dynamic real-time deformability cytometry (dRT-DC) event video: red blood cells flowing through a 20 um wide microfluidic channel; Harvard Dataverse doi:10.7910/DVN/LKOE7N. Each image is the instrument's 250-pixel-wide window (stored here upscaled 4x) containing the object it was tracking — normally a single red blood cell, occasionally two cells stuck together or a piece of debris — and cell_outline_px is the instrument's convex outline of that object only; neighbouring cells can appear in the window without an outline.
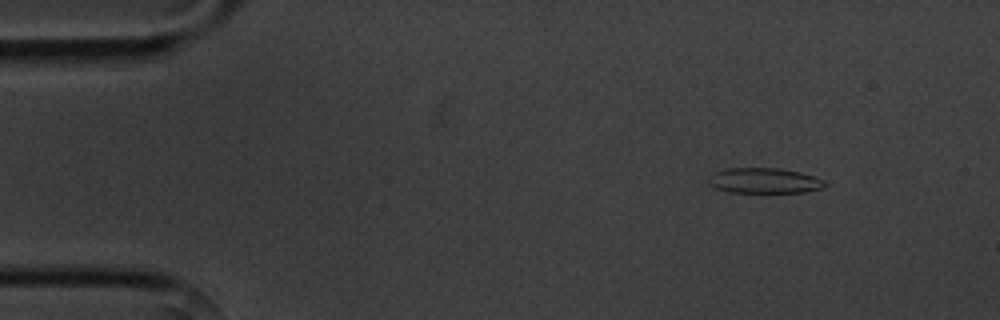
{"species": "common noctule bat (a hibernating species)", "species_latin": "Nyctalus noctula", "temperature_condition": "cold", "stored_images_in_passage": 6, "camera_frame_rate_fps": 3000, "um_per_image_px": 0.085, "animal": {"sex": "male", "body_mass_g": 20.1, "forearm_length_mm": 53.5}, "frame": {"image": 1, "passage_image": 2, "time_ms": 1.333, "image_size_px": [1000, 320], "cell_outline_px": [[828, 184], [824, 188], [804, 192], [764, 196], [728, 192], [716, 188], [708, 184], [708, 176], [724, 168], [780, 168], [800, 172], [824, 180]], "centroid_in_image_um": [64.96, 15.42], "position_along_channel_um": 20.0, "area_um2": 18.38}}